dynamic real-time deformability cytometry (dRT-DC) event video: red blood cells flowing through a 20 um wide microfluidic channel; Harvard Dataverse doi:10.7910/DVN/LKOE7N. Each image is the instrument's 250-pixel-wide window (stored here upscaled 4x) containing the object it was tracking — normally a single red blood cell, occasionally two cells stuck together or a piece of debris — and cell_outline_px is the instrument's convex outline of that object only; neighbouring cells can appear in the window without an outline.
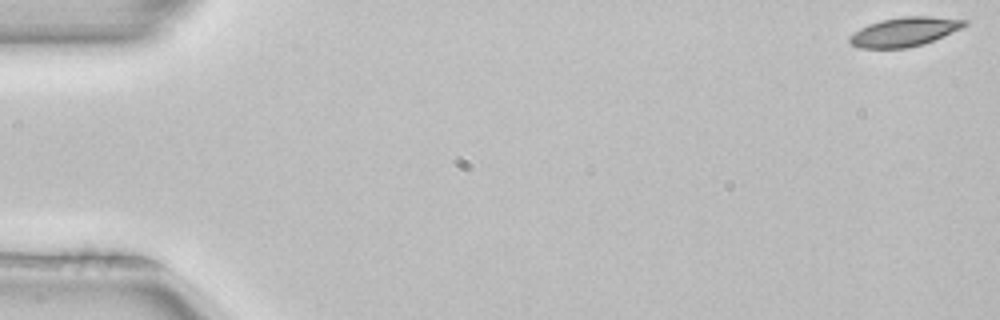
{"species": "common noctule bat (a hibernating species)", "species_latin": "Nyctalus noctula", "temperature_condition": "room temperature", "stored_images_in_passage": 5, "camera_frame_rate_fps": 3000, "um_per_image_px": 0.085, "animal": {"sex": "female", "body_mass_g": 22.7, "forearm_length_mm": 54.2}, "frame": {"image": 1, "passage_image": 1, "time_ms": 0.0, "image_size_px": [1000, 320], "cell_outline_px": [[968, 24], [960, 28], [924, 44], [908, 48], [860, 48], [852, 44], [848, 40], [848, 36], [860, 28], [868, 24], [880, 20], [900, 16], [928, 16], [968, 20]], "centroid_in_image_um": [76.84, 2.7], "position_along_channel_um": 8.2, "area_um2": 19.48}}
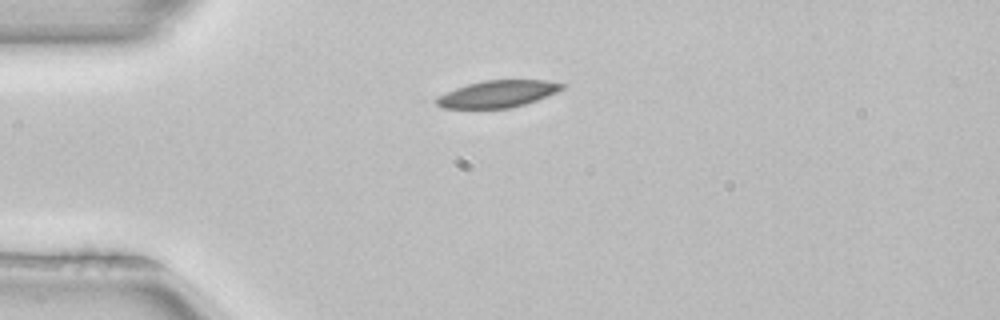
{"frame": {"image": 2, "passage_image": 3, "time_ms": 0.667, "image_size_px": [1000, 320], "cell_outline_px": [[568, 84], [564, 88], [556, 92], [536, 100], [512, 108], [444, 108], [436, 104], [436, 100], [440, 96], [456, 88], [468, 84], [484, 80], [548, 80]], "centroid_in_image_um": [42.37, 7.97], "position_along_channel_um": 42.6, "area_um2": 19.54}}